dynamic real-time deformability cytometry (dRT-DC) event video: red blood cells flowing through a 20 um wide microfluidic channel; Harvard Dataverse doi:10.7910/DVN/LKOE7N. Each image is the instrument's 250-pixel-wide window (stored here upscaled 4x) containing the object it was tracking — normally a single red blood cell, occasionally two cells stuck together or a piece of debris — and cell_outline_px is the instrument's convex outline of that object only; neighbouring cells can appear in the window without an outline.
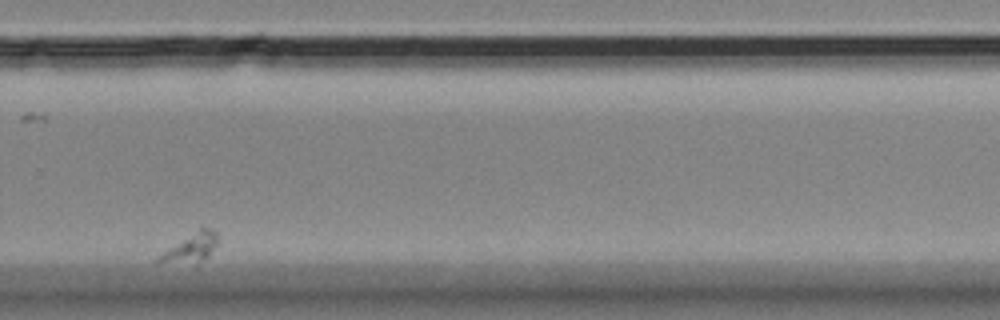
{"species": "Egyptian fruit bat (a non-hibernating species)", "species_latin": "Rousettus aegyptiacus", "temperature_condition": "room temperature", "stored_images_in_passage": 10, "segment_of_instrument_passage": [2, 2], "camera_frame_rate_fps": 3000, "um_per_image_px": 0.085, "animal": {"sex": "female"}, "frame": {"image": 1, "passage_image": 9, "time_ms": 9.333, "image_size_px": [1000, 320], "cell_outline_px": [[216, 244], [208, 256], [196, 268], [156, 264], [152, 260], [156, 256], [200, 228], [212, 228], [216, 232]], "centroid_in_image_um": [16.09, 21.24], "position_along_channel_um": 313.7, "area_um2": 10.81}}